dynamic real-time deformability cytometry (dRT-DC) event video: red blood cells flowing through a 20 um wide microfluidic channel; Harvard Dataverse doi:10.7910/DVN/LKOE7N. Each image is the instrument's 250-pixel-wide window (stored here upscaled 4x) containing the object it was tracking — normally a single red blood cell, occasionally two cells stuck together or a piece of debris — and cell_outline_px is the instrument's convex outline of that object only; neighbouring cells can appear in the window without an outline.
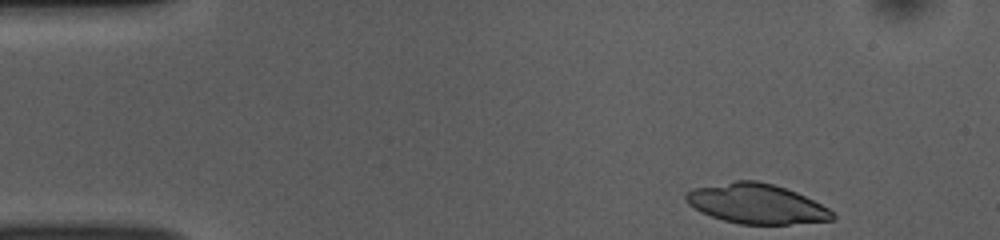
{"species": "common noctule bat (a hibernating species)", "species_latin": "Nyctalus noctula", "temperature_condition": "room temperature", "stored_images_in_passage": 46, "camera_frame_rate_fps": 3000, "um_per_image_px": 0.085, "animal": {"sex": "female", "body_mass_g": 10.0, "forearm_length_mm": 53.1}, "frame": {"image": 1, "passage_image": 1, "time_ms": 0.0, "image_size_px": [1000, 240], "cell_outline_px": [[836, 216], [832, 220], [788, 224], [740, 224], [724, 220], [700, 212], [688, 204], [684, 200], [684, 196], [692, 188], [736, 180], [756, 180], [772, 184], [796, 192], [828, 208]], "centroid_in_image_um": [64.26, 17.31], "position_along_channel_um": 20.7, "area_um2": 33.81}}